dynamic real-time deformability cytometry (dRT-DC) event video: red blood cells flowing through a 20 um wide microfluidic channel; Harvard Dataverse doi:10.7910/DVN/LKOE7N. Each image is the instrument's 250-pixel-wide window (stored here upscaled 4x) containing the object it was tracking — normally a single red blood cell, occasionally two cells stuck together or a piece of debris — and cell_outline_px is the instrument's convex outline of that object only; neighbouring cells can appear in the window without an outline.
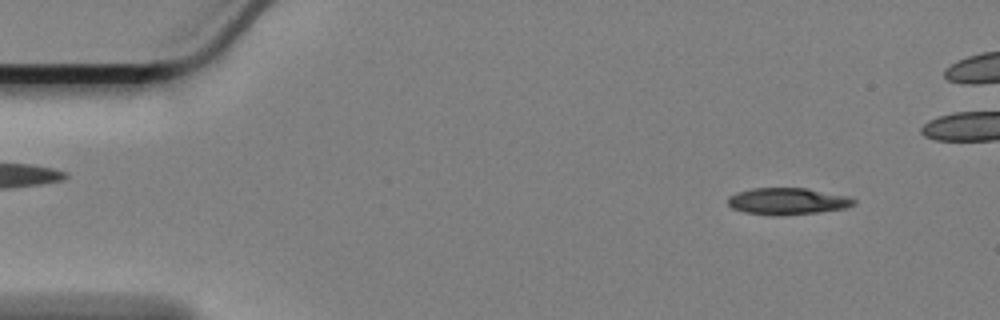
{"species": "Egyptian fruit bat (a non-hibernating species)", "species_latin": "Rousettus aegyptiacus", "temperature_condition": "cold", "stored_images_in_passage": 51, "camera_frame_rate_fps": 3000, "um_per_image_px": 0.085, "animal": {"sex": "female"}, "frame": {"image": 1, "passage_image": 5, "time_ms": 1.333, "image_size_px": [1000, 320], "cell_outline_px": [[856, 204], [844, 208], [820, 212], [780, 216], [772, 216], [744, 212], [732, 208], [728, 204], [728, 196], [736, 192], [752, 188], [808, 188], [852, 196], [856, 200]], "centroid_in_image_um": [66.97, 17.1], "position_along_channel_um": 18.0, "area_um2": 20.06}}
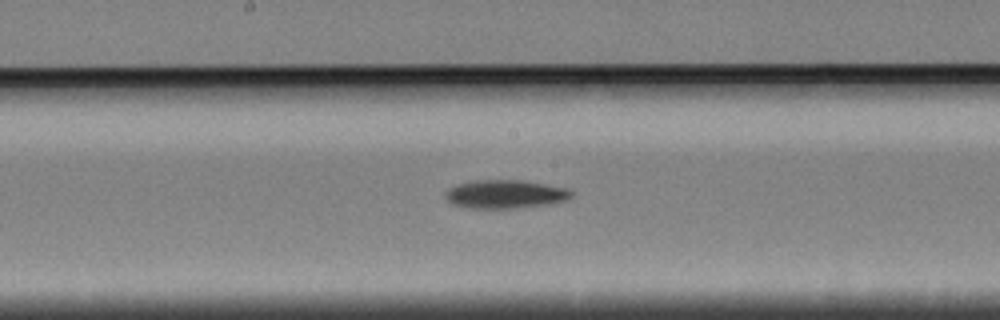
{"frame": {"image": 2, "passage_image": 29, "time_ms": 9.333, "image_size_px": [1000, 320], "cell_outline_px": [[572, 196], [568, 200], [552, 204], [520, 208], [464, 208], [452, 204], [444, 200], [444, 192], [448, 188], [456, 184], [472, 180], [520, 180], [568, 188], [572, 192]], "centroid_in_image_um": [42.9, 16.51], "position_along_channel_um": 205.3, "area_um2": 21.39}}
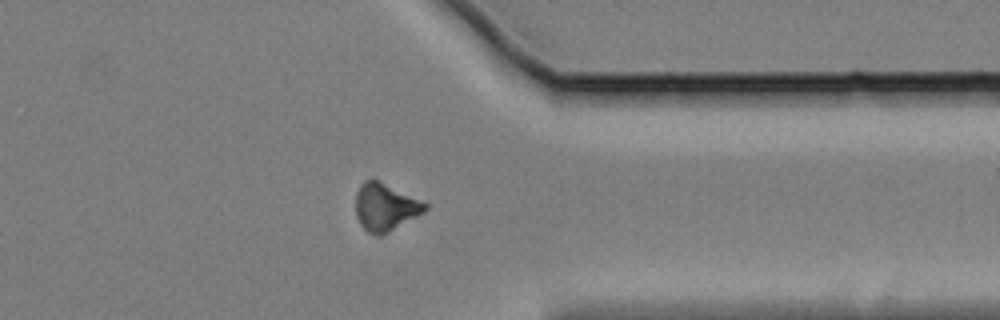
{"frame": {"image": 3, "passage_image": 45, "time_ms": 14.667, "image_size_px": [1000, 320], "cell_outline_px": [[428, 208], [424, 212], [388, 232], [380, 236], [376, 236], [368, 232], [360, 224], [356, 216], [356, 192], [360, 184], [364, 180], [372, 176], [428, 204]], "centroid_in_image_um": [32.71, 17.56], "position_along_channel_um": 378.7, "area_um2": 19.36}}